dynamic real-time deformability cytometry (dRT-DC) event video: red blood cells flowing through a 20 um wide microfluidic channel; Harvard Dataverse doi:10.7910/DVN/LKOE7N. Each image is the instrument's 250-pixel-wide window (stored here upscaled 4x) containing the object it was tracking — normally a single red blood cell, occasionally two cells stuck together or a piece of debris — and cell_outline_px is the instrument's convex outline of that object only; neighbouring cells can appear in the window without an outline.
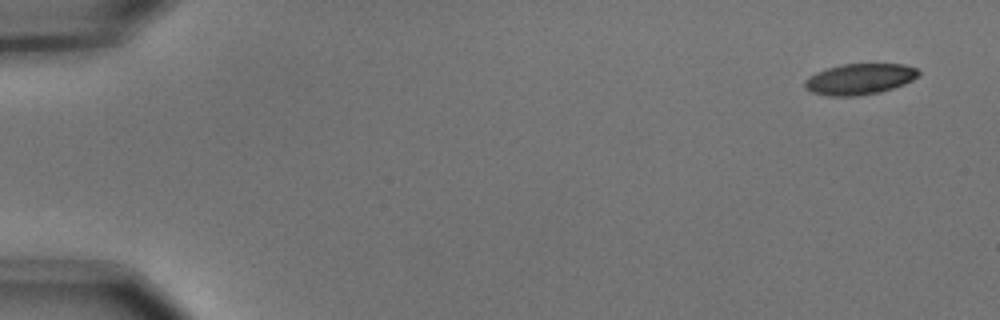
{"species": "common noctule bat (a hibernating species)", "species_latin": "Nyctalus noctula", "temperature_condition": "cold", "stored_images_in_passage": 4, "camera_frame_rate_fps": 3000, "um_per_image_px": 0.085, "animal": {"sex": "male", "body_mass_g": 15.6}, "frame": {"image": 1, "passage_image": 1, "time_ms": 0.0, "image_size_px": [1000, 320], "cell_outline_px": [[920, 76], [904, 84], [880, 92], [856, 96], [828, 96], [812, 92], [804, 88], [804, 80], [808, 76], [816, 72], [828, 68], [844, 64], [904, 64], [916, 68], [920, 72]], "centroid_in_image_um": [73.06, 6.72], "position_along_channel_um": 11.9, "area_um2": 20.58}}